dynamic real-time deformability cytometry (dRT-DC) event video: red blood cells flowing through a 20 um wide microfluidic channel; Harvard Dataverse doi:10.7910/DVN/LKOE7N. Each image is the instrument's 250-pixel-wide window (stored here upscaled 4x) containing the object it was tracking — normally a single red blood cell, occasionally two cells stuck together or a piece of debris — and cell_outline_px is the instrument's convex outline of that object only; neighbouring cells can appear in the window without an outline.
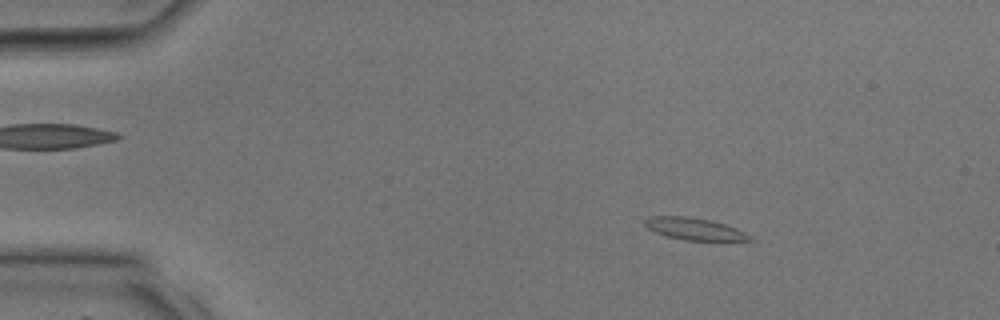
{"species": "common noctule bat (a hibernating species)", "species_latin": "Nyctalus noctula", "temperature_condition": "room temperature", "stored_images_in_passage": 33, "camera_frame_rate_fps": 3000, "um_per_image_px": 0.085, "animal": {"sex": "male", "body_mass_g": 17.9, "forearm_length_mm": 54.2}, "frame": {"image": 1, "passage_image": 3, "time_ms": 0.667, "image_size_px": [1000, 320], "cell_outline_px": [[752, 240], [684, 240], [668, 236], [656, 232], [648, 228], [644, 224], [644, 220], [648, 216], [688, 216], [712, 220], [736, 228], [752, 236]], "centroid_in_image_um": [59.0, 19.44], "position_along_channel_um": 26.0, "area_um2": 13.35}}
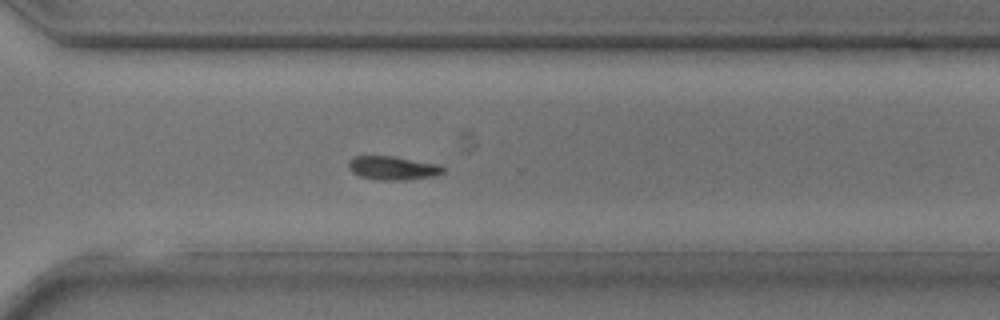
{"frame": {"image": 2, "passage_image": 23, "time_ms": 7.333, "image_size_px": [1000, 320], "cell_outline_px": [[444, 172], [432, 176], [404, 180], [376, 180], [360, 176], [352, 172], [348, 168], [348, 160], [352, 156], [396, 156], [436, 164], [444, 168]], "centroid_in_image_um": [33.32, 14.27], "position_along_channel_um": 337.3, "area_um2": 13.06}}
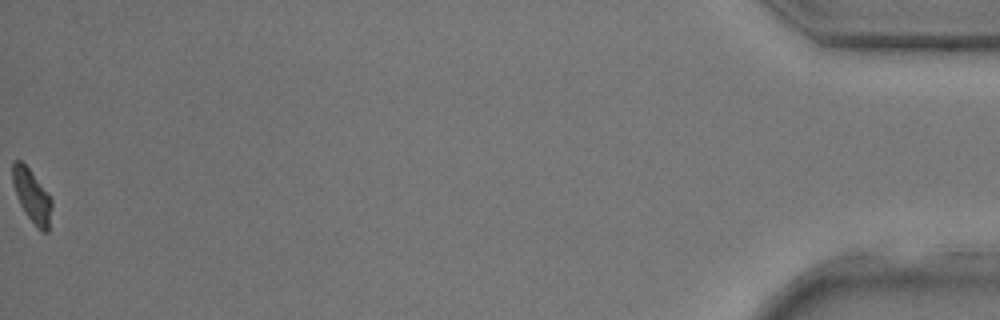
{"frame": {"image": 3, "passage_image": 33, "time_ms": 10.667, "image_size_px": [1000, 320], "cell_outline_px": [[52, 204], [48, 232], [44, 232], [36, 228], [24, 212], [16, 196], [12, 184], [12, 164], [16, 160], [20, 160], [32, 172], [48, 192], [52, 200]], "centroid_in_image_um": [2.71, 16.67], "position_along_channel_um": 432.5, "area_um2": 12.25}}